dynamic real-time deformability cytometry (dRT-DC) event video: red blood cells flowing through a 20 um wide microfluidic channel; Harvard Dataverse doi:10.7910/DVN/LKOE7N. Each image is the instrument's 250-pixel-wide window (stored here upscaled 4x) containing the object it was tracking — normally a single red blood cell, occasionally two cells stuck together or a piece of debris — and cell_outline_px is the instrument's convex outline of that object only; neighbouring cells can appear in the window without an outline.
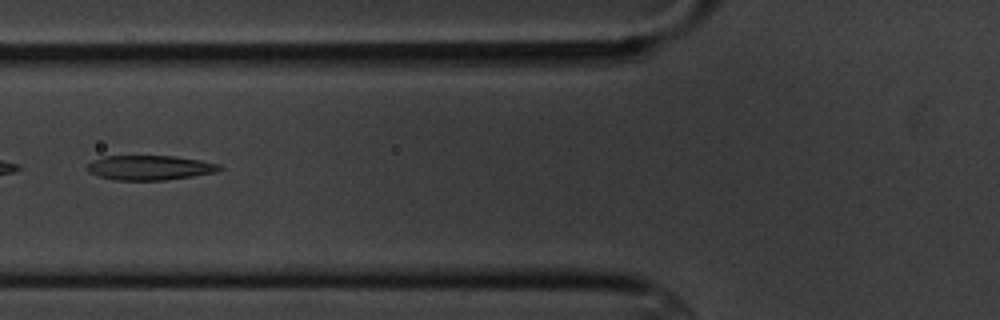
{"species": "common noctule bat (a hibernating species)", "species_latin": "Nyctalus noctula", "temperature_condition": "cold", "stored_images_in_passage": 16, "camera_frame_rate_fps": 3000, "um_per_image_px": 0.085, "animal": {"sex": "male", "body_mass_g": 20.1, "forearm_length_mm": 53.5}, "frame": {"image": 1, "passage_image": 7, "time_ms": 6.667, "image_size_px": [1000, 320], "cell_outline_px": [[224, 168], [216, 172], [168, 180], [112, 180], [88, 172], [84, 168], [92, 160], [104, 156], [176, 156], [200, 160], [220, 164]], "centroid_in_image_um": [12.72, 14.25], "position_along_channel_um": 113.1, "area_um2": 19.19}}
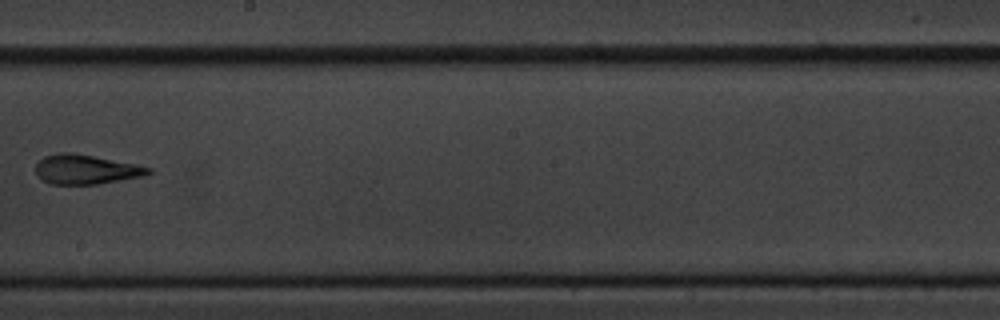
{"frame": {"image": 2, "passage_image": 10, "time_ms": 10.333, "image_size_px": [1000, 320], "cell_outline_px": [[152, 172], [144, 176], [96, 184], [52, 184], [44, 180], [36, 172], [36, 164], [44, 156], [60, 152], [72, 152], [136, 164], [152, 168]], "centroid_in_image_um": [7.32, 14.39], "position_along_channel_um": 240.9, "area_um2": 19.19}}
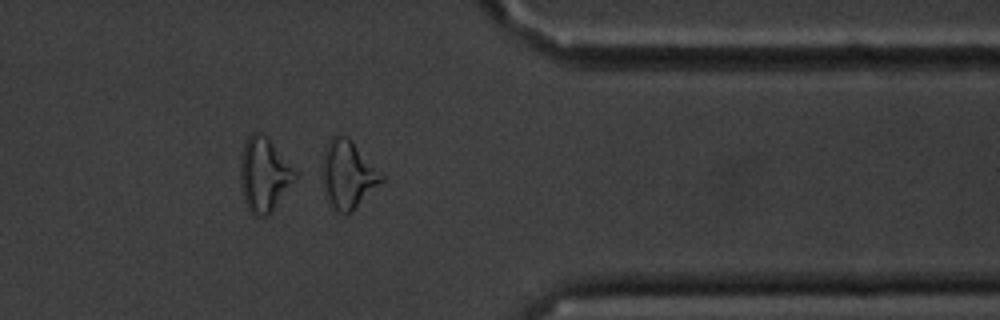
{"frame": {"image": 3, "passage_image": 14, "time_ms": 14.667, "image_size_px": [1000, 320], "cell_outline_px": [[388, 176], [352, 212], [344, 216], [336, 216], [324, 196], [320, 172], [324, 152], [328, 140], [336, 132], [348, 136]], "centroid_in_image_um": [29.56, 14.86], "position_along_channel_um": 381.8, "area_um2": 25.03}, "authors_computed_cell_mechanics": {"area_um2": 22.6287, "velocity_mm_per_s": 3.4868, "shape_relaxation_time_tau1_ms": 4.5603, "shape_relaxation_time_tau2_ms": 4.6385, "deformation_change_tau1": 0.1832, "deformation_change_tau2": 0.138}}